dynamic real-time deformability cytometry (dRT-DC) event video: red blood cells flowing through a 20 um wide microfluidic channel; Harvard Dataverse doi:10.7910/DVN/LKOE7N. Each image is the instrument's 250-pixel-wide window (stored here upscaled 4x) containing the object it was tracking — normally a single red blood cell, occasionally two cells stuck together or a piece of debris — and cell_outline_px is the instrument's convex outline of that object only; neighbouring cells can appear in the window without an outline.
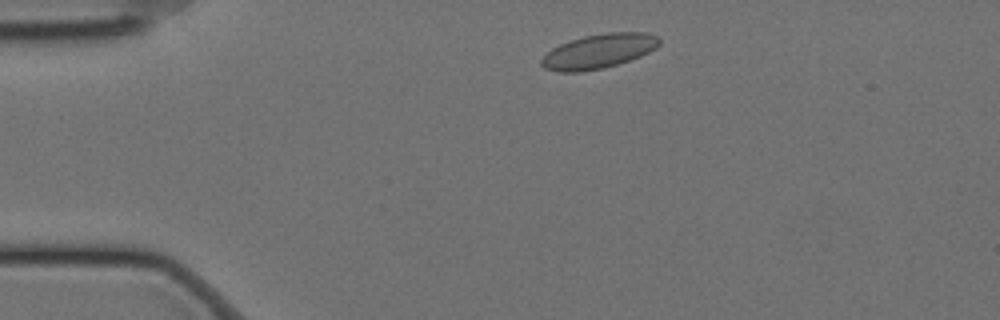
{"species": "Egyptian fruit bat (a non-hibernating species)", "species_latin": "Rousettus aegyptiacus", "temperature_condition": "cold", "stored_images_in_passage": 51, "camera_frame_rate_fps": 3000, "um_per_image_px": 0.085, "animal": {"sex": "female"}, "frame": {"image": 1, "passage_image": 4, "time_ms": 1.0, "image_size_px": [1000, 320], "cell_outline_px": [[660, 44], [656, 48], [640, 56], [604, 68], [580, 72], [560, 72], [544, 68], [540, 64], [540, 60], [552, 48], [560, 44], [584, 36], [608, 32], [648, 32], [660, 36]], "centroid_in_image_um": [50.91, 4.35], "position_along_channel_um": 34.1, "area_um2": 23.64}}
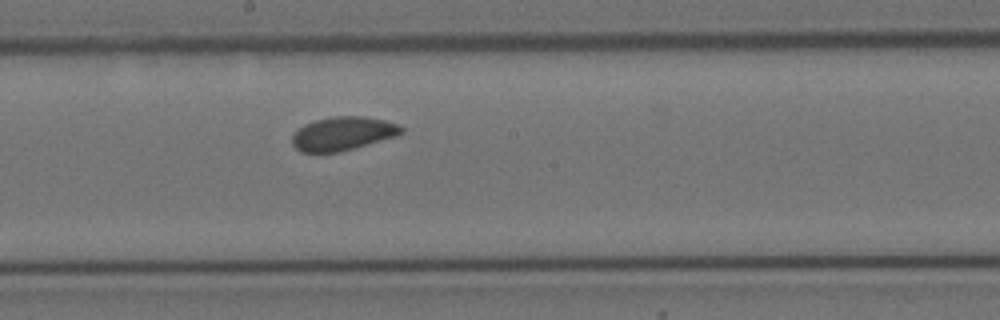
{"frame": {"image": 2, "passage_image": 24, "time_ms": 7.667, "image_size_px": [1000, 320], "cell_outline_px": [[404, 132], [396, 136], [340, 152], [300, 152], [292, 144], [292, 136], [304, 124], [316, 120], [332, 116], [364, 116], [384, 120], [396, 124], [404, 128]], "centroid_in_image_um": [29.14, 11.35], "position_along_channel_um": 219.1, "area_um2": 21.27}}
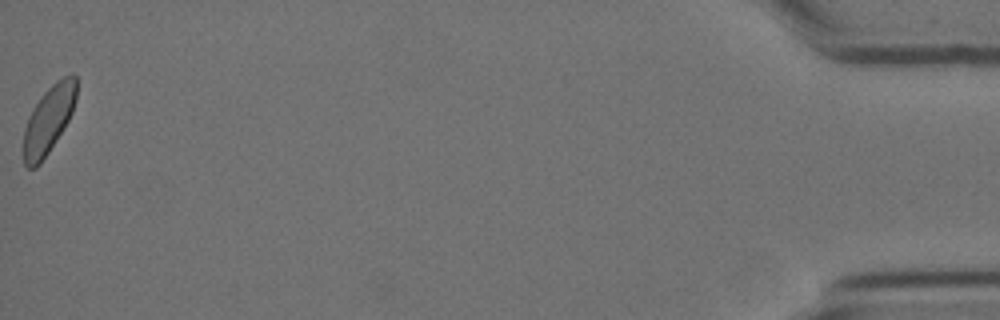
{"frame": {"image": 3, "passage_image": 51, "time_ms": 16.667, "image_size_px": [1000, 320], "cell_outline_px": [[76, 100], [72, 112], [64, 128], [40, 164], [36, 168], [28, 168], [24, 164], [24, 128], [28, 116], [32, 108], [40, 96], [56, 80], [72, 72], [76, 76]], "centroid_in_image_um": [4.13, 10.14], "position_along_channel_um": 431.1, "area_um2": 20.87}, "authors_computed_cell_mechanics": {"area_um2": 21.6172, "velocity_mm_per_s": 3.432, "shape_relaxation_time_tau1_ms": 3.7402, "shape_relaxation_time_tau2_ms": 3.8071, "deformation_change_tau1": 0.0523, "deformation_change_tau2": 0.0546}}